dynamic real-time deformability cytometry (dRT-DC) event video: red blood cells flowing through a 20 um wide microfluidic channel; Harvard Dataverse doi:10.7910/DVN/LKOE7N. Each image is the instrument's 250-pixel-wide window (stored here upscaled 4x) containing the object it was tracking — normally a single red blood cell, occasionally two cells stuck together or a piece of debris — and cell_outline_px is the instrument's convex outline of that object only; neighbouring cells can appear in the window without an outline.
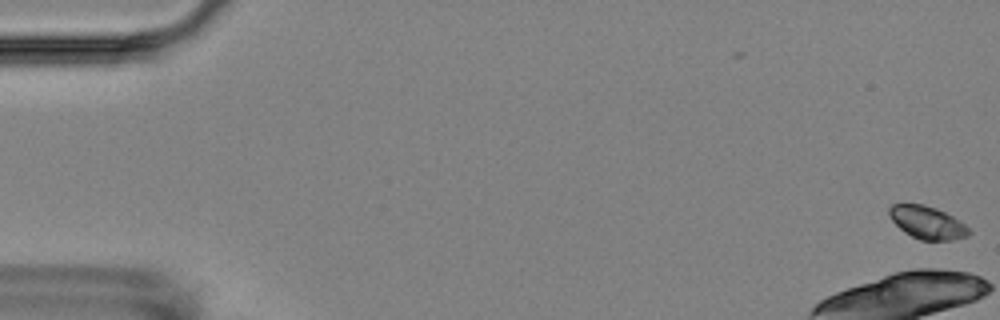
{"species": "Egyptian fruit bat (a non-hibernating species)", "species_latin": "Rousettus aegyptiacus", "temperature_condition": "room temperature", "stored_images_in_passage": 9, "camera_frame_rate_fps": 3000, "um_per_image_px": 0.085, "animal": {"sex": "female"}, "frame": {"image": 1, "passage_image": 1, "time_ms": 0.0, "image_size_px": [1000, 320], "cell_outline_px": [[972, 232], [968, 236], [952, 240], [920, 240], [904, 232], [888, 216], [888, 208], [892, 204], [924, 204], [936, 208], [960, 220]], "centroid_in_image_um": [78.81, 18.91], "position_along_channel_um": 6.2, "area_um2": 15.26}}
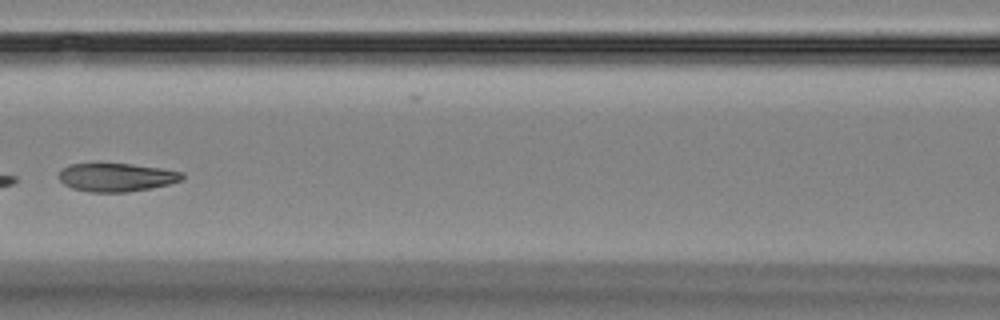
{"frame": {"image": 2, "passage_image": 8, "time_ms": 8.333, "image_size_px": [1000, 320], "cell_outline_px": [[184, 180], [152, 188], [128, 192], [88, 192], [72, 188], [64, 184], [60, 180], [60, 172], [64, 168], [72, 164], [132, 164], [160, 168], [184, 172]], "centroid_in_image_um": [9.95, 15.08], "position_along_channel_um": 156.6, "area_um2": 20.29}}
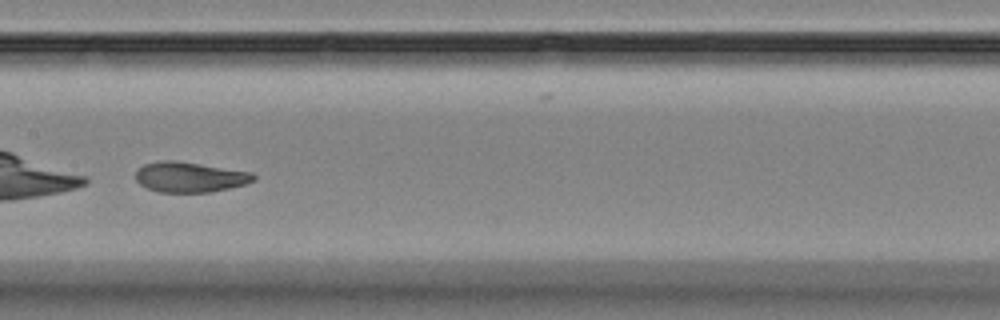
{"frame": {"image": 3, "passage_image": 9, "time_ms": 9.333, "image_size_px": [1000, 320], "cell_outline_px": [[256, 180], [244, 184], [212, 192], [160, 192], [148, 188], [140, 184], [136, 180], [136, 172], [144, 164], [160, 160], [176, 160], [252, 172], [256, 176]], "centroid_in_image_um": [16.14, 15.04], "position_along_channel_um": 191.3, "area_um2": 20.75}}